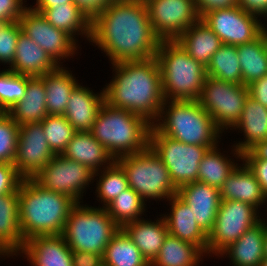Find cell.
<instances>
[{"mask_svg": "<svg viewBox=\"0 0 267 266\" xmlns=\"http://www.w3.org/2000/svg\"><path fill=\"white\" fill-rule=\"evenodd\" d=\"M160 42L145 0H113L91 22L89 43L111 64L155 57Z\"/></svg>", "mask_w": 267, "mask_h": 266, "instance_id": "1", "label": "cell"}, {"mask_svg": "<svg viewBox=\"0 0 267 266\" xmlns=\"http://www.w3.org/2000/svg\"><path fill=\"white\" fill-rule=\"evenodd\" d=\"M111 65L113 78L103 87L105 102L140 115L153 125L165 102L156 57Z\"/></svg>", "mask_w": 267, "mask_h": 266, "instance_id": "2", "label": "cell"}, {"mask_svg": "<svg viewBox=\"0 0 267 266\" xmlns=\"http://www.w3.org/2000/svg\"><path fill=\"white\" fill-rule=\"evenodd\" d=\"M75 204L68 195L46 190L34 179H23L19 186L23 243L34 236L61 234Z\"/></svg>", "mask_w": 267, "mask_h": 266, "instance_id": "3", "label": "cell"}, {"mask_svg": "<svg viewBox=\"0 0 267 266\" xmlns=\"http://www.w3.org/2000/svg\"><path fill=\"white\" fill-rule=\"evenodd\" d=\"M151 127L142 116L104 101L90 132L116 160L146 150Z\"/></svg>", "mask_w": 267, "mask_h": 266, "instance_id": "4", "label": "cell"}, {"mask_svg": "<svg viewBox=\"0 0 267 266\" xmlns=\"http://www.w3.org/2000/svg\"><path fill=\"white\" fill-rule=\"evenodd\" d=\"M153 126L165 136L185 144L215 147L223 133L198 100H165Z\"/></svg>", "mask_w": 267, "mask_h": 266, "instance_id": "5", "label": "cell"}, {"mask_svg": "<svg viewBox=\"0 0 267 266\" xmlns=\"http://www.w3.org/2000/svg\"><path fill=\"white\" fill-rule=\"evenodd\" d=\"M161 72L165 100H198L206 67L192 58L176 41H161L155 55Z\"/></svg>", "mask_w": 267, "mask_h": 266, "instance_id": "6", "label": "cell"}, {"mask_svg": "<svg viewBox=\"0 0 267 266\" xmlns=\"http://www.w3.org/2000/svg\"><path fill=\"white\" fill-rule=\"evenodd\" d=\"M76 203L68 214L61 235L72 251L98 253L103 256L120 226L102 207Z\"/></svg>", "mask_w": 267, "mask_h": 266, "instance_id": "7", "label": "cell"}, {"mask_svg": "<svg viewBox=\"0 0 267 266\" xmlns=\"http://www.w3.org/2000/svg\"><path fill=\"white\" fill-rule=\"evenodd\" d=\"M116 162L125 171L129 188L146 203L152 200L156 203L167 201L177 194L167 167L150 147L142 152L117 158Z\"/></svg>", "mask_w": 267, "mask_h": 266, "instance_id": "8", "label": "cell"}, {"mask_svg": "<svg viewBox=\"0 0 267 266\" xmlns=\"http://www.w3.org/2000/svg\"><path fill=\"white\" fill-rule=\"evenodd\" d=\"M149 147L161 159L178 190L181 186L198 181L200 161L208 149L201 145H190L162 135L153 125L149 135Z\"/></svg>", "mask_w": 267, "mask_h": 266, "instance_id": "9", "label": "cell"}, {"mask_svg": "<svg viewBox=\"0 0 267 266\" xmlns=\"http://www.w3.org/2000/svg\"><path fill=\"white\" fill-rule=\"evenodd\" d=\"M248 96L245 85L207 76L198 102L213 118L216 127L226 134L239 121Z\"/></svg>", "mask_w": 267, "mask_h": 266, "instance_id": "10", "label": "cell"}, {"mask_svg": "<svg viewBox=\"0 0 267 266\" xmlns=\"http://www.w3.org/2000/svg\"><path fill=\"white\" fill-rule=\"evenodd\" d=\"M260 220L261 213L252 205L221 200L214 227L208 234L207 257L218 256Z\"/></svg>", "mask_w": 267, "mask_h": 266, "instance_id": "11", "label": "cell"}, {"mask_svg": "<svg viewBox=\"0 0 267 266\" xmlns=\"http://www.w3.org/2000/svg\"><path fill=\"white\" fill-rule=\"evenodd\" d=\"M94 173L89 167L56 154L34 180L46 190L63 193L82 203L85 191L94 183Z\"/></svg>", "mask_w": 267, "mask_h": 266, "instance_id": "12", "label": "cell"}, {"mask_svg": "<svg viewBox=\"0 0 267 266\" xmlns=\"http://www.w3.org/2000/svg\"><path fill=\"white\" fill-rule=\"evenodd\" d=\"M19 23L22 32L46 51L59 66L80 53L78 49L81 46L71 35L55 28L41 13L33 11L29 6L23 11Z\"/></svg>", "mask_w": 267, "mask_h": 266, "instance_id": "13", "label": "cell"}, {"mask_svg": "<svg viewBox=\"0 0 267 266\" xmlns=\"http://www.w3.org/2000/svg\"><path fill=\"white\" fill-rule=\"evenodd\" d=\"M149 20L161 41L176 40L199 21L194 0H145Z\"/></svg>", "mask_w": 267, "mask_h": 266, "instance_id": "14", "label": "cell"}, {"mask_svg": "<svg viewBox=\"0 0 267 266\" xmlns=\"http://www.w3.org/2000/svg\"><path fill=\"white\" fill-rule=\"evenodd\" d=\"M201 19L223 44L238 46L252 42L261 35L260 18L239 6L210 11Z\"/></svg>", "mask_w": 267, "mask_h": 266, "instance_id": "15", "label": "cell"}, {"mask_svg": "<svg viewBox=\"0 0 267 266\" xmlns=\"http://www.w3.org/2000/svg\"><path fill=\"white\" fill-rule=\"evenodd\" d=\"M54 156L42 122L20 125L13 164L23 179H34Z\"/></svg>", "mask_w": 267, "mask_h": 266, "instance_id": "16", "label": "cell"}, {"mask_svg": "<svg viewBox=\"0 0 267 266\" xmlns=\"http://www.w3.org/2000/svg\"><path fill=\"white\" fill-rule=\"evenodd\" d=\"M15 256L31 266H73L72 250L61 234L31 237Z\"/></svg>", "mask_w": 267, "mask_h": 266, "instance_id": "17", "label": "cell"}, {"mask_svg": "<svg viewBox=\"0 0 267 266\" xmlns=\"http://www.w3.org/2000/svg\"><path fill=\"white\" fill-rule=\"evenodd\" d=\"M177 195L188 204L197 224L208 235L214 227L221 203L219 189L195 181L181 186Z\"/></svg>", "mask_w": 267, "mask_h": 266, "instance_id": "18", "label": "cell"}, {"mask_svg": "<svg viewBox=\"0 0 267 266\" xmlns=\"http://www.w3.org/2000/svg\"><path fill=\"white\" fill-rule=\"evenodd\" d=\"M167 214H162L168 234L196 245L207 256L208 235L197 224L192 210L177 194L166 201Z\"/></svg>", "mask_w": 267, "mask_h": 266, "instance_id": "19", "label": "cell"}, {"mask_svg": "<svg viewBox=\"0 0 267 266\" xmlns=\"http://www.w3.org/2000/svg\"><path fill=\"white\" fill-rule=\"evenodd\" d=\"M219 192L221 200L245 202L255 207L260 213L267 198L253 171L243 160L224 181Z\"/></svg>", "mask_w": 267, "mask_h": 266, "instance_id": "20", "label": "cell"}, {"mask_svg": "<svg viewBox=\"0 0 267 266\" xmlns=\"http://www.w3.org/2000/svg\"><path fill=\"white\" fill-rule=\"evenodd\" d=\"M82 84L71 92L64 116L76 131H90L105 101L104 88L98 93Z\"/></svg>", "mask_w": 267, "mask_h": 266, "instance_id": "21", "label": "cell"}, {"mask_svg": "<svg viewBox=\"0 0 267 266\" xmlns=\"http://www.w3.org/2000/svg\"><path fill=\"white\" fill-rule=\"evenodd\" d=\"M59 65L22 31L18 36L15 57L8 68L13 72L29 77H41L56 70Z\"/></svg>", "mask_w": 267, "mask_h": 266, "instance_id": "22", "label": "cell"}, {"mask_svg": "<svg viewBox=\"0 0 267 266\" xmlns=\"http://www.w3.org/2000/svg\"><path fill=\"white\" fill-rule=\"evenodd\" d=\"M62 155L89 167L93 172L101 171L116 161L90 131H76Z\"/></svg>", "mask_w": 267, "mask_h": 266, "instance_id": "23", "label": "cell"}, {"mask_svg": "<svg viewBox=\"0 0 267 266\" xmlns=\"http://www.w3.org/2000/svg\"><path fill=\"white\" fill-rule=\"evenodd\" d=\"M264 235L265 226L260 220L225 248L217 258H229L232 266H260L264 258Z\"/></svg>", "mask_w": 267, "mask_h": 266, "instance_id": "24", "label": "cell"}, {"mask_svg": "<svg viewBox=\"0 0 267 266\" xmlns=\"http://www.w3.org/2000/svg\"><path fill=\"white\" fill-rule=\"evenodd\" d=\"M158 216L160 217L154 221L150 218H141L128 222L122 227L149 263L158 255L164 239L168 235L164 217Z\"/></svg>", "mask_w": 267, "mask_h": 266, "instance_id": "25", "label": "cell"}, {"mask_svg": "<svg viewBox=\"0 0 267 266\" xmlns=\"http://www.w3.org/2000/svg\"><path fill=\"white\" fill-rule=\"evenodd\" d=\"M231 130L243 133V140L233 144L243 154L256 143L267 139V108L248 96L242 115Z\"/></svg>", "mask_w": 267, "mask_h": 266, "instance_id": "26", "label": "cell"}, {"mask_svg": "<svg viewBox=\"0 0 267 266\" xmlns=\"http://www.w3.org/2000/svg\"><path fill=\"white\" fill-rule=\"evenodd\" d=\"M23 237L19 220V188L0 195V247L11 258L21 250ZM14 256V257H13Z\"/></svg>", "mask_w": 267, "mask_h": 266, "instance_id": "27", "label": "cell"}, {"mask_svg": "<svg viewBox=\"0 0 267 266\" xmlns=\"http://www.w3.org/2000/svg\"><path fill=\"white\" fill-rule=\"evenodd\" d=\"M219 144L220 143L208 149L198 167V181L218 189L223 186L224 181L238 166L239 163L237 162L242 161V153L233 145L231 146L232 148H230L232 149L231 153H229L227 151L221 152ZM224 152L230 155L232 154V156L229 154L226 155Z\"/></svg>", "mask_w": 267, "mask_h": 266, "instance_id": "28", "label": "cell"}, {"mask_svg": "<svg viewBox=\"0 0 267 266\" xmlns=\"http://www.w3.org/2000/svg\"><path fill=\"white\" fill-rule=\"evenodd\" d=\"M32 10L41 13L51 25L68 33L78 43L80 36L81 39L90 41L92 20L76 4L53 5L48 9Z\"/></svg>", "mask_w": 267, "mask_h": 266, "instance_id": "29", "label": "cell"}, {"mask_svg": "<svg viewBox=\"0 0 267 266\" xmlns=\"http://www.w3.org/2000/svg\"><path fill=\"white\" fill-rule=\"evenodd\" d=\"M176 41L205 67L210 63L213 54L223 45L221 39L202 19L184 31Z\"/></svg>", "mask_w": 267, "mask_h": 266, "instance_id": "30", "label": "cell"}, {"mask_svg": "<svg viewBox=\"0 0 267 266\" xmlns=\"http://www.w3.org/2000/svg\"><path fill=\"white\" fill-rule=\"evenodd\" d=\"M40 78L44 82L46 91L48 115H64L70 94L79 84V80L65 66H59L56 70L46 73Z\"/></svg>", "mask_w": 267, "mask_h": 266, "instance_id": "31", "label": "cell"}, {"mask_svg": "<svg viewBox=\"0 0 267 266\" xmlns=\"http://www.w3.org/2000/svg\"><path fill=\"white\" fill-rule=\"evenodd\" d=\"M20 126L26 123L41 122L47 115L46 91L40 77H29L25 96L8 112Z\"/></svg>", "mask_w": 267, "mask_h": 266, "instance_id": "32", "label": "cell"}, {"mask_svg": "<svg viewBox=\"0 0 267 266\" xmlns=\"http://www.w3.org/2000/svg\"><path fill=\"white\" fill-rule=\"evenodd\" d=\"M205 257L196 245L168 234L150 266H200Z\"/></svg>", "mask_w": 267, "mask_h": 266, "instance_id": "33", "label": "cell"}, {"mask_svg": "<svg viewBox=\"0 0 267 266\" xmlns=\"http://www.w3.org/2000/svg\"><path fill=\"white\" fill-rule=\"evenodd\" d=\"M242 85L248 86L267 74V38L260 35L252 42L238 45Z\"/></svg>", "mask_w": 267, "mask_h": 266, "instance_id": "34", "label": "cell"}, {"mask_svg": "<svg viewBox=\"0 0 267 266\" xmlns=\"http://www.w3.org/2000/svg\"><path fill=\"white\" fill-rule=\"evenodd\" d=\"M102 257L104 266H150L122 228L111 238Z\"/></svg>", "mask_w": 267, "mask_h": 266, "instance_id": "35", "label": "cell"}, {"mask_svg": "<svg viewBox=\"0 0 267 266\" xmlns=\"http://www.w3.org/2000/svg\"><path fill=\"white\" fill-rule=\"evenodd\" d=\"M95 180V194L97 195L95 200L102 204V206L98 205L102 208H105L118 195L129 188L126 173L116 161L109 167L95 172Z\"/></svg>", "mask_w": 267, "mask_h": 266, "instance_id": "36", "label": "cell"}, {"mask_svg": "<svg viewBox=\"0 0 267 266\" xmlns=\"http://www.w3.org/2000/svg\"><path fill=\"white\" fill-rule=\"evenodd\" d=\"M206 74L225 82L242 84L241 67L237 47L223 44L212 56Z\"/></svg>", "mask_w": 267, "mask_h": 266, "instance_id": "37", "label": "cell"}, {"mask_svg": "<svg viewBox=\"0 0 267 266\" xmlns=\"http://www.w3.org/2000/svg\"><path fill=\"white\" fill-rule=\"evenodd\" d=\"M105 209L122 228L128 222L144 218L142 216L146 215L147 203L132 188H128L110 202Z\"/></svg>", "mask_w": 267, "mask_h": 266, "instance_id": "38", "label": "cell"}, {"mask_svg": "<svg viewBox=\"0 0 267 266\" xmlns=\"http://www.w3.org/2000/svg\"><path fill=\"white\" fill-rule=\"evenodd\" d=\"M41 122L50 149L55 155L62 154L76 130L64 115H47Z\"/></svg>", "mask_w": 267, "mask_h": 266, "instance_id": "39", "label": "cell"}, {"mask_svg": "<svg viewBox=\"0 0 267 266\" xmlns=\"http://www.w3.org/2000/svg\"><path fill=\"white\" fill-rule=\"evenodd\" d=\"M28 76L20 75L10 69L0 71V111L8 112L25 96Z\"/></svg>", "mask_w": 267, "mask_h": 266, "instance_id": "40", "label": "cell"}, {"mask_svg": "<svg viewBox=\"0 0 267 266\" xmlns=\"http://www.w3.org/2000/svg\"><path fill=\"white\" fill-rule=\"evenodd\" d=\"M19 128L7 112H0V163H14Z\"/></svg>", "mask_w": 267, "mask_h": 266, "instance_id": "41", "label": "cell"}, {"mask_svg": "<svg viewBox=\"0 0 267 266\" xmlns=\"http://www.w3.org/2000/svg\"><path fill=\"white\" fill-rule=\"evenodd\" d=\"M21 31L19 20L0 23V64L6 65V69L13 63Z\"/></svg>", "mask_w": 267, "mask_h": 266, "instance_id": "42", "label": "cell"}, {"mask_svg": "<svg viewBox=\"0 0 267 266\" xmlns=\"http://www.w3.org/2000/svg\"><path fill=\"white\" fill-rule=\"evenodd\" d=\"M22 180L14 164L0 163V195L16 191Z\"/></svg>", "mask_w": 267, "mask_h": 266, "instance_id": "43", "label": "cell"}, {"mask_svg": "<svg viewBox=\"0 0 267 266\" xmlns=\"http://www.w3.org/2000/svg\"><path fill=\"white\" fill-rule=\"evenodd\" d=\"M242 160L253 171L267 197V160L257 159L249 150L242 154Z\"/></svg>", "mask_w": 267, "mask_h": 266, "instance_id": "44", "label": "cell"}, {"mask_svg": "<svg viewBox=\"0 0 267 266\" xmlns=\"http://www.w3.org/2000/svg\"><path fill=\"white\" fill-rule=\"evenodd\" d=\"M26 0H0V23L13 22L20 19L27 8ZM27 4V5H25Z\"/></svg>", "mask_w": 267, "mask_h": 266, "instance_id": "45", "label": "cell"}, {"mask_svg": "<svg viewBox=\"0 0 267 266\" xmlns=\"http://www.w3.org/2000/svg\"><path fill=\"white\" fill-rule=\"evenodd\" d=\"M194 2L200 18L213 10L238 6V0H194Z\"/></svg>", "mask_w": 267, "mask_h": 266, "instance_id": "46", "label": "cell"}, {"mask_svg": "<svg viewBox=\"0 0 267 266\" xmlns=\"http://www.w3.org/2000/svg\"><path fill=\"white\" fill-rule=\"evenodd\" d=\"M73 266H102L103 257L98 253L72 251Z\"/></svg>", "mask_w": 267, "mask_h": 266, "instance_id": "47", "label": "cell"}, {"mask_svg": "<svg viewBox=\"0 0 267 266\" xmlns=\"http://www.w3.org/2000/svg\"><path fill=\"white\" fill-rule=\"evenodd\" d=\"M113 0H73L91 20Z\"/></svg>", "mask_w": 267, "mask_h": 266, "instance_id": "48", "label": "cell"}, {"mask_svg": "<svg viewBox=\"0 0 267 266\" xmlns=\"http://www.w3.org/2000/svg\"><path fill=\"white\" fill-rule=\"evenodd\" d=\"M247 87L249 96L267 108V74Z\"/></svg>", "mask_w": 267, "mask_h": 266, "instance_id": "49", "label": "cell"}, {"mask_svg": "<svg viewBox=\"0 0 267 266\" xmlns=\"http://www.w3.org/2000/svg\"><path fill=\"white\" fill-rule=\"evenodd\" d=\"M238 6L259 17L267 6V0H238Z\"/></svg>", "mask_w": 267, "mask_h": 266, "instance_id": "50", "label": "cell"}, {"mask_svg": "<svg viewBox=\"0 0 267 266\" xmlns=\"http://www.w3.org/2000/svg\"><path fill=\"white\" fill-rule=\"evenodd\" d=\"M68 3H74L73 0H36V3L29 7L31 9H48L53 5H66Z\"/></svg>", "mask_w": 267, "mask_h": 266, "instance_id": "51", "label": "cell"}, {"mask_svg": "<svg viewBox=\"0 0 267 266\" xmlns=\"http://www.w3.org/2000/svg\"><path fill=\"white\" fill-rule=\"evenodd\" d=\"M249 151L257 159L267 160V139L256 143Z\"/></svg>", "mask_w": 267, "mask_h": 266, "instance_id": "52", "label": "cell"}, {"mask_svg": "<svg viewBox=\"0 0 267 266\" xmlns=\"http://www.w3.org/2000/svg\"><path fill=\"white\" fill-rule=\"evenodd\" d=\"M261 17L263 18L264 23H262L263 20L261 21V19H262ZM259 18H260V34L267 38V24H266L267 23L266 22L267 21V6H266L264 12L259 16Z\"/></svg>", "mask_w": 267, "mask_h": 266, "instance_id": "53", "label": "cell"}, {"mask_svg": "<svg viewBox=\"0 0 267 266\" xmlns=\"http://www.w3.org/2000/svg\"><path fill=\"white\" fill-rule=\"evenodd\" d=\"M264 257H267V226H265V235H264Z\"/></svg>", "mask_w": 267, "mask_h": 266, "instance_id": "54", "label": "cell"}, {"mask_svg": "<svg viewBox=\"0 0 267 266\" xmlns=\"http://www.w3.org/2000/svg\"><path fill=\"white\" fill-rule=\"evenodd\" d=\"M265 205H266V207H265V212H267V198H266V202H265ZM261 215H263V216H265V215H267V213H262ZM263 216H261V221L264 223V226H267V217H266V219H265V217H263Z\"/></svg>", "mask_w": 267, "mask_h": 266, "instance_id": "55", "label": "cell"}, {"mask_svg": "<svg viewBox=\"0 0 267 266\" xmlns=\"http://www.w3.org/2000/svg\"><path fill=\"white\" fill-rule=\"evenodd\" d=\"M4 257V259H3ZM10 258L11 256H9L1 247H0V258H2L3 260H5L6 258Z\"/></svg>", "mask_w": 267, "mask_h": 266, "instance_id": "56", "label": "cell"}, {"mask_svg": "<svg viewBox=\"0 0 267 266\" xmlns=\"http://www.w3.org/2000/svg\"><path fill=\"white\" fill-rule=\"evenodd\" d=\"M260 266H267V257H264L260 263Z\"/></svg>", "mask_w": 267, "mask_h": 266, "instance_id": "57", "label": "cell"}]
</instances>
